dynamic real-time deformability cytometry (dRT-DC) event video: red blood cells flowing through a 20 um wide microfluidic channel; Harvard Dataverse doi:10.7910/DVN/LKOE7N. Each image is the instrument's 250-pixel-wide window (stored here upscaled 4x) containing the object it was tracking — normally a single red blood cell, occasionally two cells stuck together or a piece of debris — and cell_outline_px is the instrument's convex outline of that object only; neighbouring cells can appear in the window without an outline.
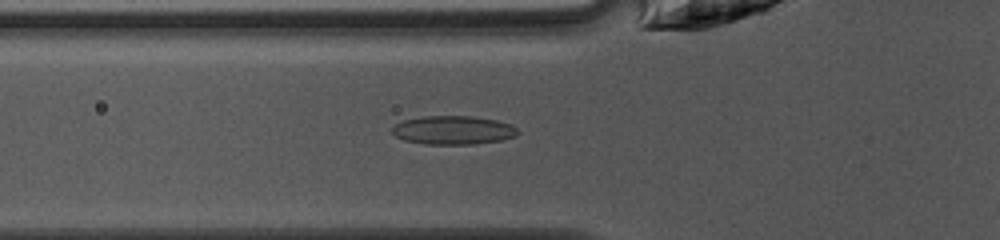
{"species": "common noctule bat (a hibernating species)", "species_latin": "Nyctalus noctula", "temperature_condition": "warm", "stored_images_in_passage": 36, "camera_frame_rate_fps": 3000, "um_per_image_px": 0.085, "animal": {"sex": "female", "body_mass_g": 10.0, "forearm_length_mm": 53.1}, "frame": {"image": 1, "passage_image": 6, "time_ms": 1.667, "image_size_px": [1000, 240], "cell_outline_px": [[520, 132], [516, 136], [504, 140], [472, 144], [424, 144], [404, 140], [396, 136], [392, 132], [392, 128], [396, 124], [404, 120], [424, 116], [472, 116], [496, 120], [512, 124]], "centroid_in_image_um": [38.56, 11.06], "position_along_channel_um": 87.2, "area_um2": 21.04}}
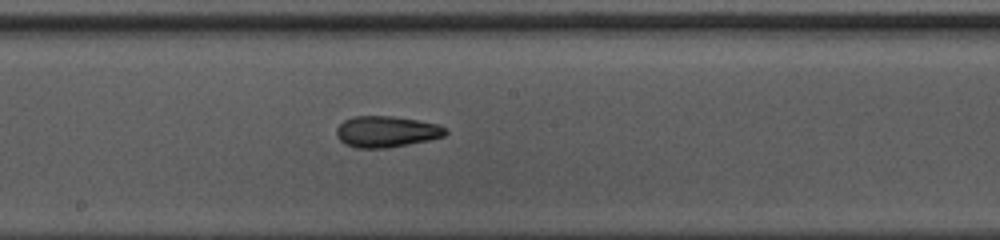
{"frame": {"image": 2, "passage_image": 15, "time_ms": 4.667, "image_size_px": [1000, 240], "cell_outline_px": [[448, 132], [444, 136], [428, 140], [388, 148], [356, 148], [344, 144], [336, 136], [336, 128], [344, 120], [352, 116], [392, 116], [416, 120], [436, 124], [448, 128]], "centroid_in_image_um": [32.82, 11.19], "position_along_channel_um": 215.4, "area_um2": 19.88}}
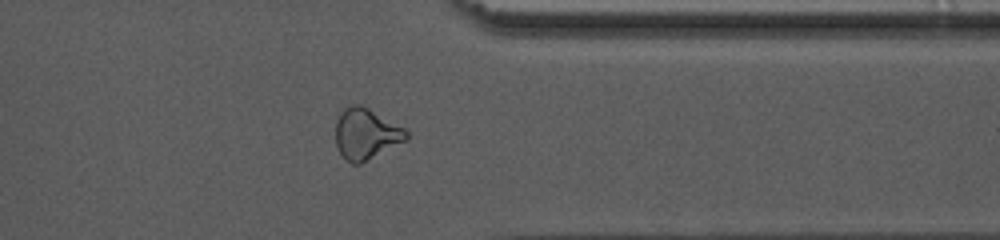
{"frame": {"image": 3, "passage_image": 27, "time_ms": 8.667, "image_size_px": [1000, 240], "cell_outline_px": [[408, 140], [360, 164], [352, 164], [336, 148], [336, 120], [340, 112], [344, 108], [352, 104], [360, 104], [368, 108], [404, 128], [408, 132]], "centroid_in_image_um": [31.11, 11.38], "position_along_channel_um": 380.3, "area_um2": 20.98}, "authors_computed_cell_mechanics": {"area_um2": 19.8832, "velocity_mm_per_s": 4.2211, "shape_relaxation_time_tau1_ms": null, "shape_relaxation_time_tau2_ms": 2.0378, "deformation_change_tau1": null, "deformation_change_tau2": 0.0958}}